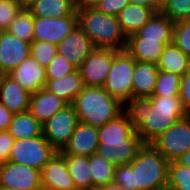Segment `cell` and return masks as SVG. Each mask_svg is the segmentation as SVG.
Returning <instances> with one entry per match:
<instances>
[{"label":"cell","instance_id":"1","mask_svg":"<svg viewBox=\"0 0 190 190\" xmlns=\"http://www.w3.org/2000/svg\"><path fill=\"white\" fill-rule=\"evenodd\" d=\"M122 111L145 144L189 116L179 95L132 97L123 104Z\"/></svg>","mask_w":190,"mask_h":190},{"label":"cell","instance_id":"2","mask_svg":"<svg viewBox=\"0 0 190 190\" xmlns=\"http://www.w3.org/2000/svg\"><path fill=\"white\" fill-rule=\"evenodd\" d=\"M169 161L144 144L130 164L116 166L114 181L125 190H167Z\"/></svg>","mask_w":190,"mask_h":190},{"label":"cell","instance_id":"3","mask_svg":"<svg viewBox=\"0 0 190 190\" xmlns=\"http://www.w3.org/2000/svg\"><path fill=\"white\" fill-rule=\"evenodd\" d=\"M97 154L115 166L130 164L145 144L122 112L98 128Z\"/></svg>","mask_w":190,"mask_h":190},{"label":"cell","instance_id":"4","mask_svg":"<svg viewBox=\"0 0 190 190\" xmlns=\"http://www.w3.org/2000/svg\"><path fill=\"white\" fill-rule=\"evenodd\" d=\"M78 27L92 40L96 48L125 50L127 37L117 17L107 15L95 7L76 10Z\"/></svg>","mask_w":190,"mask_h":190},{"label":"cell","instance_id":"5","mask_svg":"<svg viewBox=\"0 0 190 190\" xmlns=\"http://www.w3.org/2000/svg\"><path fill=\"white\" fill-rule=\"evenodd\" d=\"M79 122L99 128L114 120L123 111V104L102 87L84 86L73 104Z\"/></svg>","mask_w":190,"mask_h":190},{"label":"cell","instance_id":"6","mask_svg":"<svg viewBox=\"0 0 190 190\" xmlns=\"http://www.w3.org/2000/svg\"><path fill=\"white\" fill-rule=\"evenodd\" d=\"M136 59L126 50L118 51L102 88L121 104L132 98L133 71Z\"/></svg>","mask_w":190,"mask_h":190},{"label":"cell","instance_id":"7","mask_svg":"<svg viewBox=\"0 0 190 190\" xmlns=\"http://www.w3.org/2000/svg\"><path fill=\"white\" fill-rule=\"evenodd\" d=\"M57 152L42 134L30 139L15 140L9 161L41 171Z\"/></svg>","mask_w":190,"mask_h":190},{"label":"cell","instance_id":"8","mask_svg":"<svg viewBox=\"0 0 190 190\" xmlns=\"http://www.w3.org/2000/svg\"><path fill=\"white\" fill-rule=\"evenodd\" d=\"M169 162L190 150V115L170 126L151 143Z\"/></svg>","mask_w":190,"mask_h":190},{"label":"cell","instance_id":"9","mask_svg":"<svg viewBox=\"0 0 190 190\" xmlns=\"http://www.w3.org/2000/svg\"><path fill=\"white\" fill-rule=\"evenodd\" d=\"M78 123L74 106L68 104L42 124V134L60 152L68 144Z\"/></svg>","mask_w":190,"mask_h":190},{"label":"cell","instance_id":"10","mask_svg":"<svg viewBox=\"0 0 190 190\" xmlns=\"http://www.w3.org/2000/svg\"><path fill=\"white\" fill-rule=\"evenodd\" d=\"M117 52L114 49L95 48L88 55L78 68L84 86L102 87L104 85Z\"/></svg>","mask_w":190,"mask_h":190},{"label":"cell","instance_id":"11","mask_svg":"<svg viewBox=\"0 0 190 190\" xmlns=\"http://www.w3.org/2000/svg\"><path fill=\"white\" fill-rule=\"evenodd\" d=\"M0 185L18 190H43L41 171L12 161L0 163Z\"/></svg>","mask_w":190,"mask_h":190},{"label":"cell","instance_id":"12","mask_svg":"<svg viewBox=\"0 0 190 190\" xmlns=\"http://www.w3.org/2000/svg\"><path fill=\"white\" fill-rule=\"evenodd\" d=\"M78 26L77 16L34 17V41L57 45Z\"/></svg>","mask_w":190,"mask_h":190},{"label":"cell","instance_id":"13","mask_svg":"<svg viewBox=\"0 0 190 190\" xmlns=\"http://www.w3.org/2000/svg\"><path fill=\"white\" fill-rule=\"evenodd\" d=\"M31 44L10 34L0 32V74L7 75L30 55Z\"/></svg>","mask_w":190,"mask_h":190},{"label":"cell","instance_id":"14","mask_svg":"<svg viewBox=\"0 0 190 190\" xmlns=\"http://www.w3.org/2000/svg\"><path fill=\"white\" fill-rule=\"evenodd\" d=\"M95 48L88 35L77 26L57 44V53L78 69Z\"/></svg>","mask_w":190,"mask_h":190},{"label":"cell","instance_id":"15","mask_svg":"<svg viewBox=\"0 0 190 190\" xmlns=\"http://www.w3.org/2000/svg\"><path fill=\"white\" fill-rule=\"evenodd\" d=\"M43 190H74L76 186L69 174L65 158L57 152L41 170Z\"/></svg>","mask_w":190,"mask_h":190},{"label":"cell","instance_id":"16","mask_svg":"<svg viewBox=\"0 0 190 190\" xmlns=\"http://www.w3.org/2000/svg\"><path fill=\"white\" fill-rule=\"evenodd\" d=\"M7 75L31 94L44 88L47 81L46 68L31 55Z\"/></svg>","mask_w":190,"mask_h":190},{"label":"cell","instance_id":"17","mask_svg":"<svg viewBox=\"0 0 190 190\" xmlns=\"http://www.w3.org/2000/svg\"><path fill=\"white\" fill-rule=\"evenodd\" d=\"M99 143L98 128L79 122L68 144L59 153L89 157L97 152Z\"/></svg>","mask_w":190,"mask_h":190},{"label":"cell","instance_id":"18","mask_svg":"<svg viewBox=\"0 0 190 190\" xmlns=\"http://www.w3.org/2000/svg\"><path fill=\"white\" fill-rule=\"evenodd\" d=\"M31 93L9 75L0 77V102L13 114L29 110Z\"/></svg>","mask_w":190,"mask_h":190},{"label":"cell","instance_id":"19","mask_svg":"<svg viewBox=\"0 0 190 190\" xmlns=\"http://www.w3.org/2000/svg\"><path fill=\"white\" fill-rule=\"evenodd\" d=\"M68 104L49 90L42 88L31 94L29 112L41 124H44Z\"/></svg>","mask_w":190,"mask_h":190},{"label":"cell","instance_id":"20","mask_svg":"<svg viewBox=\"0 0 190 190\" xmlns=\"http://www.w3.org/2000/svg\"><path fill=\"white\" fill-rule=\"evenodd\" d=\"M171 43L172 40L127 38L125 50L137 61L158 64L165 46Z\"/></svg>","mask_w":190,"mask_h":190},{"label":"cell","instance_id":"21","mask_svg":"<svg viewBox=\"0 0 190 190\" xmlns=\"http://www.w3.org/2000/svg\"><path fill=\"white\" fill-rule=\"evenodd\" d=\"M158 74L157 64L136 60L132 77V97H151Z\"/></svg>","mask_w":190,"mask_h":190},{"label":"cell","instance_id":"22","mask_svg":"<svg viewBox=\"0 0 190 190\" xmlns=\"http://www.w3.org/2000/svg\"><path fill=\"white\" fill-rule=\"evenodd\" d=\"M155 13L151 8L129 3L116 17L123 33L128 38L142 28Z\"/></svg>","mask_w":190,"mask_h":190},{"label":"cell","instance_id":"23","mask_svg":"<svg viewBox=\"0 0 190 190\" xmlns=\"http://www.w3.org/2000/svg\"><path fill=\"white\" fill-rule=\"evenodd\" d=\"M83 87L82 77L76 69L62 79L47 80L44 88L63 99L67 104H73Z\"/></svg>","mask_w":190,"mask_h":190},{"label":"cell","instance_id":"24","mask_svg":"<svg viewBox=\"0 0 190 190\" xmlns=\"http://www.w3.org/2000/svg\"><path fill=\"white\" fill-rule=\"evenodd\" d=\"M174 22L157 12L135 34L128 38H144L145 40H172Z\"/></svg>","mask_w":190,"mask_h":190},{"label":"cell","instance_id":"25","mask_svg":"<svg viewBox=\"0 0 190 190\" xmlns=\"http://www.w3.org/2000/svg\"><path fill=\"white\" fill-rule=\"evenodd\" d=\"M27 9L39 18L77 16L73 0H36Z\"/></svg>","mask_w":190,"mask_h":190},{"label":"cell","instance_id":"26","mask_svg":"<svg viewBox=\"0 0 190 190\" xmlns=\"http://www.w3.org/2000/svg\"><path fill=\"white\" fill-rule=\"evenodd\" d=\"M157 66L160 71L182 77L190 69V58L172 42L165 46Z\"/></svg>","mask_w":190,"mask_h":190},{"label":"cell","instance_id":"27","mask_svg":"<svg viewBox=\"0 0 190 190\" xmlns=\"http://www.w3.org/2000/svg\"><path fill=\"white\" fill-rule=\"evenodd\" d=\"M7 131L15 140L30 139L42 135V124L26 111L14 114Z\"/></svg>","mask_w":190,"mask_h":190},{"label":"cell","instance_id":"28","mask_svg":"<svg viewBox=\"0 0 190 190\" xmlns=\"http://www.w3.org/2000/svg\"><path fill=\"white\" fill-rule=\"evenodd\" d=\"M76 188L92 190V177L88 156L61 154Z\"/></svg>","mask_w":190,"mask_h":190},{"label":"cell","instance_id":"29","mask_svg":"<svg viewBox=\"0 0 190 190\" xmlns=\"http://www.w3.org/2000/svg\"><path fill=\"white\" fill-rule=\"evenodd\" d=\"M88 158L92 177V190L114 181L116 166L113 163L106 161L97 153L90 155Z\"/></svg>","mask_w":190,"mask_h":190},{"label":"cell","instance_id":"30","mask_svg":"<svg viewBox=\"0 0 190 190\" xmlns=\"http://www.w3.org/2000/svg\"><path fill=\"white\" fill-rule=\"evenodd\" d=\"M7 31L31 44L34 38V16L28 9L23 8L10 24Z\"/></svg>","mask_w":190,"mask_h":190},{"label":"cell","instance_id":"31","mask_svg":"<svg viewBox=\"0 0 190 190\" xmlns=\"http://www.w3.org/2000/svg\"><path fill=\"white\" fill-rule=\"evenodd\" d=\"M167 190H190V167L177 161L169 163Z\"/></svg>","mask_w":190,"mask_h":190},{"label":"cell","instance_id":"32","mask_svg":"<svg viewBox=\"0 0 190 190\" xmlns=\"http://www.w3.org/2000/svg\"><path fill=\"white\" fill-rule=\"evenodd\" d=\"M181 76L159 70L152 96H174L180 93Z\"/></svg>","mask_w":190,"mask_h":190},{"label":"cell","instance_id":"33","mask_svg":"<svg viewBox=\"0 0 190 190\" xmlns=\"http://www.w3.org/2000/svg\"><path fill=\"white\" fill-rule=\"evenodd\" d=\"M160 12L174 23L190 19V0H168Z\"/></svg>","mask_w":190,"mask_h":190},{"label":"cell","instance_id":"34","mask_svg":"<svg viewBox=\"0 0 190 190\" xmlns=\"http://www.w3.org/2000/svg\"><path fill=\"white\" fill-rule=\"evenodd\" d=\"M45 68L47 80L62 79L77 69L70 61L58 53Z\"/></svg>","mask_w":190,"mask_h":190},{"label":"cell","instance_id":"35","mask_svg":"<svg viewBox=\"0 0 190 190\" xmlns=\"http://www.w3.org/2000/svg\"><path fill=\"white\" fill-rule=\"evenodd\" d=\"M172 42L190 58V19L174 23Z\"/></svg>","mask_w":190,"mask_h":190},{"label":"cell","instance_id":"36","mask_svg":"<svg viewBox=\"0 0 190 190\" xmlns=\"http://www.w3.org/2000/svg\"><path fill=\"white\" fill-rule=\"evenodd\" d=\"M56 54L57 45L55 44L34 40L31 42L30 55L44 67L49 64Z\"/></svg>","mask_w":190,"mask_h":190},{"label":"cell","instance_id":"37","mask_svg":"<svg viewBox=\"0 0 190 190\" xmlns=\"http://www.w3.org/2000/svg\"><path fill=\"white\" fill-rule=\"evenodd\" d=\"M22 9L17 0L0 1V32L8 30Z\"/></svg>","mask_w":190,"mask_h":190},{"label":"cell","instance_id":"38","mask_svg":"<svg viewBox=\"0 0 190 190\" xmlns=\"http://www.w3.org/2000/svg\"><path fill=\"white\" fill-rule=\"evenodd\" d=\"M129 3L130 0H99L94 7L107 15L116 17Z\"/></svg>","mask_w":190,"mask_h":190},{"label":"cell","instance_id":"39","mask_svg":"<svg viewBox=\"0 0 190 190\" xmlns=\"http://www.w3.org/2000/svg\"><path fill=\"white\" fill-rule=\"evenodd\" d=\"M14 141L8 131H0V163L9 161Z\"/></svg>","mask_w":190,"mask_h":190},{"label":"cell","instance_id":"40","mask_svg":"<svg viewBox=\"0 0 190 190\" xmlns=\"http://www.w3.org/2000/svg\"><path fill=\"white\" fill-rule=\"evenodd\" d=\"M179 96L190 115V69L181 77Z\"/></svg>","mask_w":190,"mask_h":190},{"label":"cell","instance_id":"41","mask_svg":"<svg viewBox=\"0 0 190 190\" xmlns=\"http://www.w3.org/2000/svg\"><path fill=\"white\" fill-rule=\"evenodd\" d=\"M14 114L0 102V131H7Z\"/></svg>","mask_w":190,"mask_h":190},{"label":"cell","instance_id":"42","mask_svg":"<svg viewBox=\"0 0 190 190\" xmlns=\"http://www.w3.org/2000/svg\"><path fill=\"white\" fill-rule=\"evenodd\" d=\"M131 4L141 5L153 9L156 13L160 12L161 7L156 3V0H130Z\"/></svg>","mask_w":190,"mask_h":190},{"label":"cell","instance_id":"43","mask_svg":"<svg viewBox=\"0 0 190 190\" xmlns=\"http://www.w3.org/2000/svg\"><path fill=\"white\" fill-rule=\"evenodd\" d=\"M99 0H73L76 10L94 7Z\"/></svg>","mask_w":190,"mask_h":190},{"label":"cell","instance_id":"44","mask_svg":"<svg viewBox=\"0 0 190 190\" xmlns=\"http://www.w3.org/2000/svg\"><path fill=\"white\" fill-rule=\"evenodd\" d=\"M94 190H125V189H123L120 185H118L115 181H113L106 185L99 186Z\"/></svg>","mask_w":190,"mask_h":190},{"label":"cell","instance_id":"45","mask_svg":"<svg viewBox=\"0 0 190 190\" xmlns=\"http://www.w3.org/2000/svg\"><path fill=\"white\" fill-rule=\"evenodd\" d=\"M183 166L190 167V150L183 154L179 159L176 160Z\"/></svg>","mask_w":190,"mask_h":190},{"label":"cell","instance_id":"46","mask_svg":"<svg viewBox=\"0 0 190 190\" xmlns=\"http://www.w3.org/2000/svg\"><path fill=\"white\" fill-rule=\"evenodd\" d=\"M22 8H28L31 4H33L36 0H17Z\"/></svg>","mask_w":190,"mask_h":190},{"label":"cell","instance_id":"47","mask_svg":"<svg viewBox=\"0 0 190 190\" xmlns=\"http://www.w3.org/2000/svg\"><path fill=\"white\" fill-rule=\"evenodd\" d=\"M168 0H156V3L162 8Z\"/></svg>","mask_w":190,"mask_h":190},{"label":"cell","instance_id":"48","mask_svg":"<svg viewBox=\"0 0 190 190\" xmlns=\"http://www.w3.org/2000/svg\"><path fill=\"white\" fill-rule=\"evenodd\" d=\"M0 190H18V189L8 188L0 185Z\"/></svg>","mask_w":190,"mask_h":190},{"label":"cell","instance_id":"49","mask_svg":"<svg viewBox=\"0 0 190 190\" xmlns=\"http://www.w3.org/2000/svg\"><path fill=\"white\" fill-rule=\"evenodd\" d=\"M74 190H87V189H79V188H76V189H74Z\"/></svg>","mask_w":190,"mask_h":190}]
</instances>
